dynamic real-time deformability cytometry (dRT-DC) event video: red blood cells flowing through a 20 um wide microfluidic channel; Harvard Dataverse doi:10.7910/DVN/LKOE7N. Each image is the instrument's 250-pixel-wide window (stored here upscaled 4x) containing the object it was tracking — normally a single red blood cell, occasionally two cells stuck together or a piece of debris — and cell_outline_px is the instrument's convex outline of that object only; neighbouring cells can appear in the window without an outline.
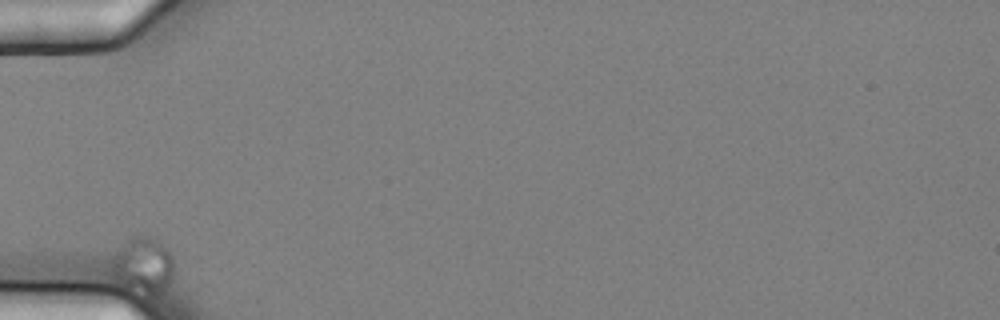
{"species": "common noctule bat (a hibernating species)", "species_latin": "Nyctalus noctula", "temperature_condition": "cold", "stored_images_in_passage": 6, "camera_frame_rate_fps": 3000, "um_per_image_px": 0.085, "animal": {"sex": "female", "body_mass_g": 25.1}, "frame": {"image": 1, "passage_image": 1, "time_ms": 0.0, "image_size_px": [1000, 320], "cell_outline_px": [[176, 268], [172, 280], [156, 300], [152, 304], [140, 304], [120, 288], [116, 284], [112, 272], [112, 260], [116, 252], [132, 236], [144, 232], [156, 236], [168, 248], [172, 256]], "centroid_in_image_um": [12.19, 22.77], "position_along_channel_um": 72.8, "area_um2": 23.58}}
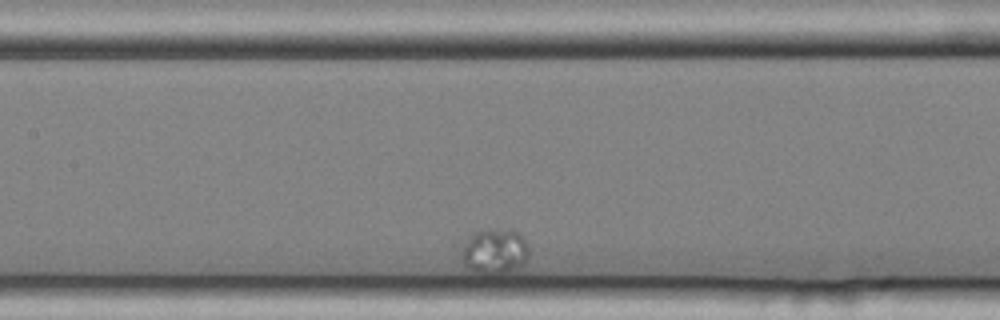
{"frame": {"image": 2, "passage_image": 5, "time_ms": 1.333, "image_size_px": [1000, 320], "cell_outline_px": [[528, 256], [524, 264], [500, 276], [488, 276], [472, 272], [464, 264], [464, 248], [468, 236], [472, 232], [480, 228], [512, 228], [520, 232], [524, 236], [528, 248]], "centroid_in_image_um": [42.08, 21.34], "position_along_channel_um": 165.3, "area_um2": 18.61}}
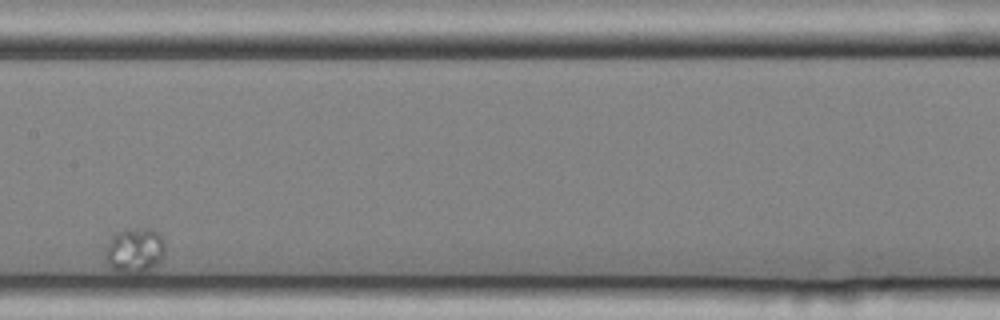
{"frame": {"image": 3, "passage_image": 6, "time_ms": 1.667, "image_size_px": [1000, 320], "cell_outline_px": [[164, 256], [160, 264], [148, 272], [132, 276], [112, 272], [104, 264], [104, 248], [112, 232], [128, 228], [152, 228], [164, 240]], "centroid_in_image_um": [11.37, 21.35], "position_along_channel_um": 196.0, "area_um2": 17.22}}